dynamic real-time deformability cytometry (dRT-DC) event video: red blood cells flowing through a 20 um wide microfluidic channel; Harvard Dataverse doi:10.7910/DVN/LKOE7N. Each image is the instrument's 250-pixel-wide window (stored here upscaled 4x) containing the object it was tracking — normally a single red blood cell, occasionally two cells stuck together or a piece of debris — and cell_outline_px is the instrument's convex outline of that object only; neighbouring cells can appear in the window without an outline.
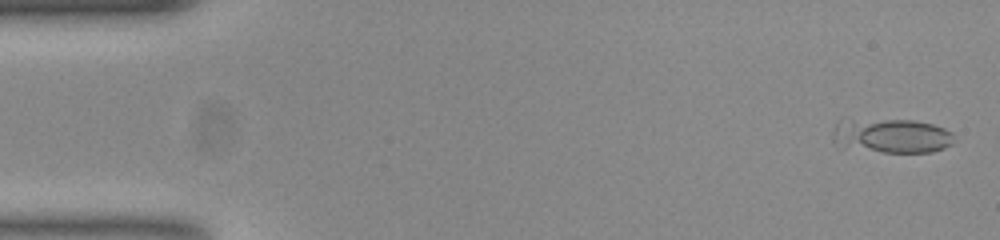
{"species": "common noctule bat (a hibernating species)", "species_latin": "Nyctalus noctula", "temperature_condition": "room temperature", "stored_images_in_passage": 5, "camera_frame_rate_fps": 3000, "um_per_image_px": 0.085, "animal": {"sex": "female", "body_mass_g": 23.0, "forearm_length_mm": 53.4}, "frame": {"image": 1, "passage_image": 2, "time_ms": 0.333, "image_size_px": [1000, 240], "cell_outline_px": [[956, 136], [952, 144], [944, 148], [932, 152], [884, 152], [844, 148], [832, 140], [832, 132], [836, 124], [852, 120], [912, 120], [932, 124], [944, 128], [952, 132]], "centroid_in_image_um": [75.82, 11.56], "position_along_channel_um": 9.2, "area_um2": 24.28}}